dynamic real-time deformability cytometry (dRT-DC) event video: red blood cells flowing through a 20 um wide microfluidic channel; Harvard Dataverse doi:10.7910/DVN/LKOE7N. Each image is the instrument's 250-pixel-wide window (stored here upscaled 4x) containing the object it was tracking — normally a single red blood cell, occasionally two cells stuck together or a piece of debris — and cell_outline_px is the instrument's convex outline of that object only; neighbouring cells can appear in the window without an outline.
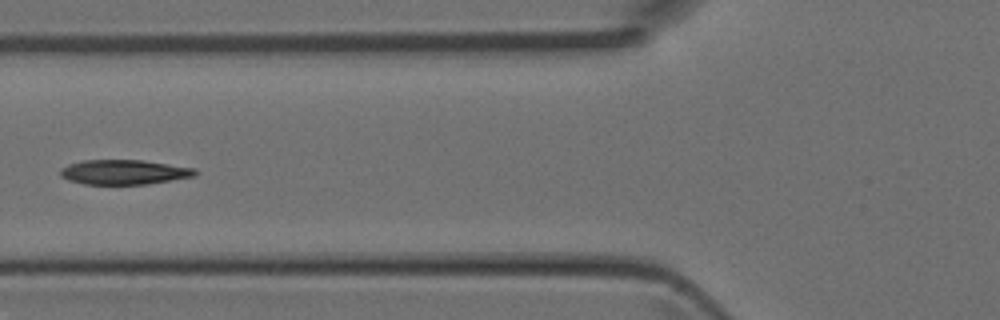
{"species": "Egyptian fruit bat (a non-hibernating species)", "species_latin": "Rousettus aegyptiacus", "temperature_condition": "room temperature", "stored_images_in_passage": 6, "camera_frame_rate_fps": 3000, "um_per_image_px": 0.085, "animal": {"sex": "female"}, "frame": {"image": 1, "passage_image": 6, "time_ms": 1.667, "image_size_px": [1000, 320], "cell_outline_px": [[200, 172], [196, 176], [148, 184], [84, 184], [68, 180], [60, 176], [60, 168], [68, 164], [84, 160], [144, 160], [196, 168]], "centroid_in_image_um": [10.58, 14.62], "position_along_channel_um": 115.2, "area_um2": 19.65}}